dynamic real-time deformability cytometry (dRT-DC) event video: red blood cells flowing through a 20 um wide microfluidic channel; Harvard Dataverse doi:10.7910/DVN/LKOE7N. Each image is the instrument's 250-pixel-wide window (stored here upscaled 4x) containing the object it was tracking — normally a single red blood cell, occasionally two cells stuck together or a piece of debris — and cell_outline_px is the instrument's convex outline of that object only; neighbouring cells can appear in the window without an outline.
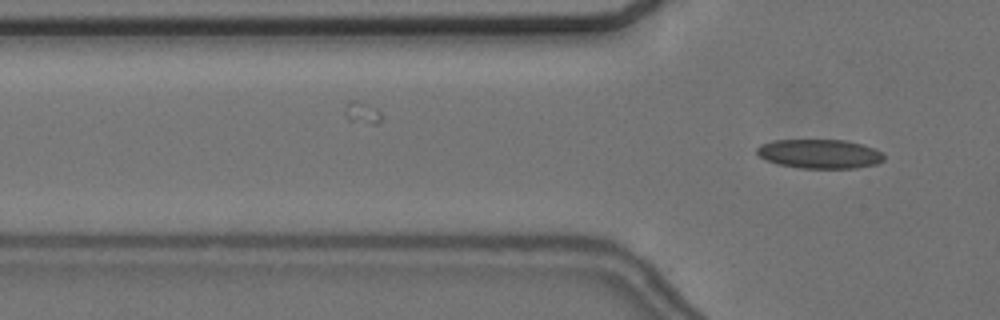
{"species": "common noctule bat (a hibernating species)", "species_latin": "Nyctalus noctula", "temperature_condition": "cold", "stored_images_in_passage": 17, "camera_frame_rate_fps": 3000, "um_per_image_px": 0.085, "animal": {"sex": "female", "body_mass_g": 24.6, "forearm_length_mm": 56.2}, "frame": {"image": 1, "passage_image": 17, "time_ms": 5.333, "image_size_px": [1000, 320], "cell_outline_px": [[884, 160], [876, 164], [856, 168], [800, 168], [780, 164], [768, 160], [760, 156], [756, 152], [756, 148], [760, 144], [776, 140], [844, 140], [876, 148], [884, 156]], "centroid_in_image_um": [69.68, 13.07], "position_along_channel_um": 56.1, "area_um2": 21.44}}